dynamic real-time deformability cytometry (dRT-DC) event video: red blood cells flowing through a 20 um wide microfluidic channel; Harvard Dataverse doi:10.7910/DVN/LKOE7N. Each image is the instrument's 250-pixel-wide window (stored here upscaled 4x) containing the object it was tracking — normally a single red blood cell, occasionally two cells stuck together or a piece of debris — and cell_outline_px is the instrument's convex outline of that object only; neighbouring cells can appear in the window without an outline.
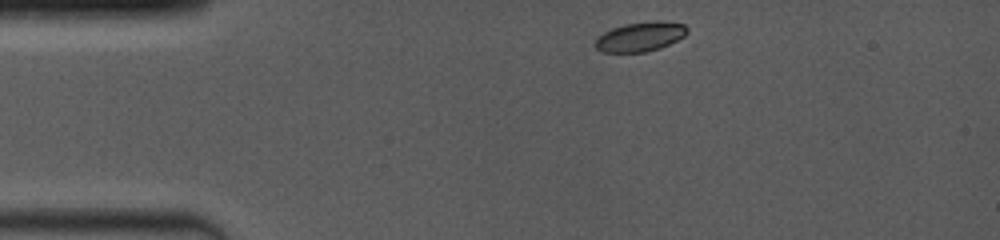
{"species": "common noctule bat (a hibernating species)", "species_latin": "Nyctalus noctula", "temperature_condition": "room temperature", "stored_images_in_passage": 10, "camera_frame_rate_fps": 4000, "um_per_image_px": 0.085, "animal": {"sex": "female", "body_mass_g": 19.0, "forearm_length_mm": 53.3}, "frame": {"image": 1, "passage_image": 1, "time_ms": 0.0, "image_size_px": [1000, 240], "cell_outline_px": [[688, 32], [684, 36], [660, 48], [644, 52], [600, 52], [596, 48], [596, 40], [604, 32], [612, 28], [624, 24], [652, 20], [660, 20], [684, 24], [688, 28]], "centroid_in_image_um": [54.44, 3.1], "position_along_channel_um": 30.6, "area_um2": 15.78}}